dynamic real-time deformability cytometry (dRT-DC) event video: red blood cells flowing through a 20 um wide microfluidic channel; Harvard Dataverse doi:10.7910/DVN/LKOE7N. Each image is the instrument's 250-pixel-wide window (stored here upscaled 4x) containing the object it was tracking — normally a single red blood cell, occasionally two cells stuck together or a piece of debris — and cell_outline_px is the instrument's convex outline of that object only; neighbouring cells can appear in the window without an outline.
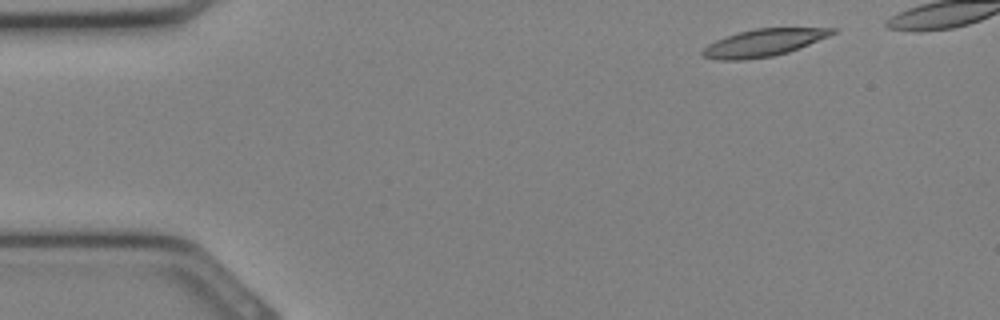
{"species": "Egyptian fruit bat (a non-hibernating species)", "species_latin": "Rousettus aegyptiacus", "temperature_condition": "cold", "stored_images_in_passage": 26, "camera_frame_rate_fps": 3000, "um_per_image_px": 0.085, "animal": {"sex": "female"}, "frame": {"image": 1, "passage_image": 1, "time_ms": 0.0, "image_size_px": [1000, 320], "cell_outline_px": [[836, 32], [828, 36], [788, 52], [772, 56], [744, 60], [716, 60], [704, 56], [700, 52], [708, 44], [716, 40], [740, 32], [756, 28], [836, 28]], "centroid_in_image_um": [64.87, 3.64], "position_along_channel_um": 20.1, "area_um2": 20.29}}
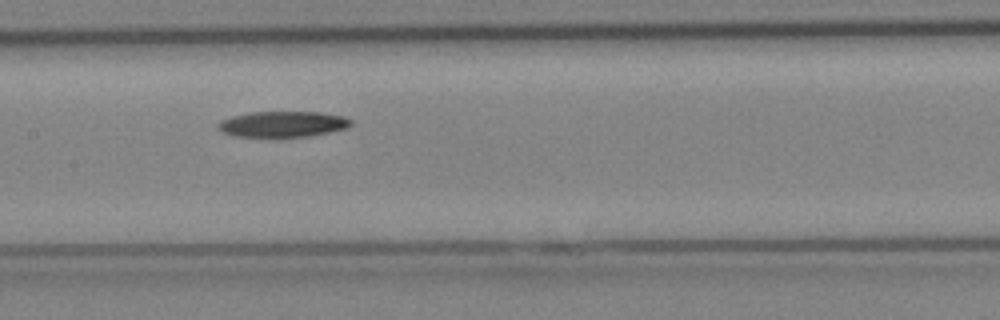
{"frame": {"image": 2, "passage_image": 13, "time_ms": 4.0, "image_size_px": [1000, 320], "cell_outline_px": [[352, 124], [348, 128], [308, 136], [276, 140], [236, 136], [224, 132], [216, 124], [220, 120], [232, 116], [248, 112], [320, 112], [344, 116], [352, 120]], "centroid_in_image_um": [24.02, 10.59], "position_along_channel_um": 183.4, "area_um2": 20.81}}
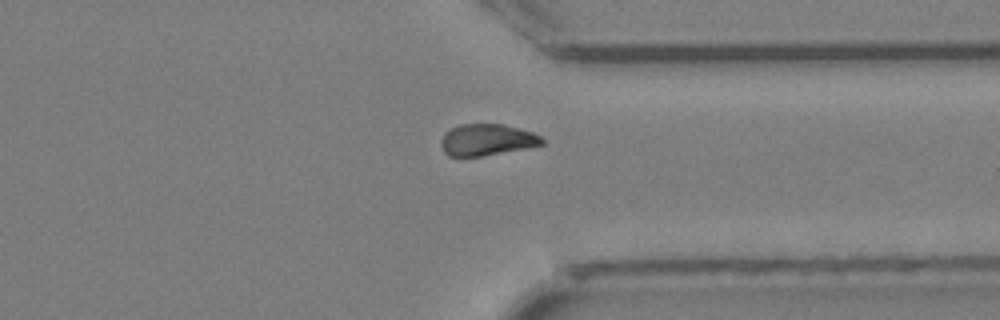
{"frame": {"image": 3, "passage_image": 22, "time_ms": 7.0, "image_size_px": [1000, 320], "cell_outline_px": [[544, 144], [528, 148], [480, 156], [448, 156], [444, 152], [440, 144], [440, 140], [444, 132], [448, 128], [460, 124], [504, 124], [532, 132], [540, 136], [544, 140]], "centroid_in_image_um": [41.35, 11.87], "position_along_channel_um": 370.0, "area_um2": 18.73}}